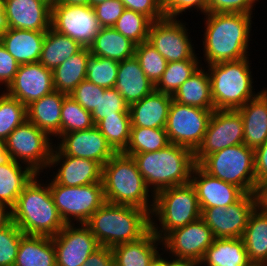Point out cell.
I'll use <instances>...</instances> for the list:
<instances>
[{
  "label": "cell",
  "mask_w": 267,
  "mask_h": 266,
  "mask_svg": "<svg viewBox=\"0 0 267 266\" xmlns=\"http://www.w3.org/2000/svg\"><path fill=\"white\" fill-rule=\"evenodd\" d=\"M102 28L113 27L125 10L120 0H107L93 7Z\"/></svg>",
  "instance_id": "50"
},
{
  "label": "cell",
  "mask_w": 267,
  "mask_h": 266,
  "mask_svg": "<svg viewBox=\"0 0 267 266\" xmlns=\"http://www.w3.org/2000/svg\"><path fill=\"white\" fill-rule=\"evenodd\" d=\"M257 2L260 0H209V13L253 14Z\"/></svg>",
  "instance_id": "49"
},
{
  "label": "cell",
  "mask_w": 267,
  "mask_h": 266,
  "mask_svg": "<svg viewBox=\"0 0 267 266\" xmlns=\"http://www.w3.org/2000/svg\"><path fill=\"white\" fill-rule=\"evenodd\" d=\"M8 28L9 26L5 15L4 0H0V38Z\"/></svg>",
  "instance_id": "58"
},
{
  "label": "cell",
  "mask_w": 267,
  "mask_h": 266,
  "mask_svg": "<svg viewBox=\"0 0 267 266\" xmlns=\"http://www.w3.org/2000/svg\"><path fill=\"white\" fill-rule=\"evenodd\" d=\"M209 175L251 194L256 183L254 149L244 143L207 155L198 164Z\"/></svg>",
  "instance_id": "8"
},
{
  "label": "cell",
  "mask_w": 267,
  "mask_h": 266,
  "mask_svg": "<svg viewBox=\"0 0 267 266\" xmlns=\"http://www.w3.org/2000/svg\"><path fill=\"white\" fill-rule=\"evenodd\" d=\"M131 156L154 195L160 190L190 183L196 165L192 150L172 143L155 152Z\"/></svg>",
  "instance_id": "4"
},
{
  "label": "cell",
  "mask_w": 267,
  "mask_h": 266,
  "mask_svg": "<svg viewBox=\"0 0 267 266\" xmlns=\"http://www.w3.org/2000/svg\"><path fill=\"white\" fill-rule=\"evenodd\" d=\"M251 194L255 210L267 214V179L257 181Z\"/></svg>",
  "instance_id": "55"
},
{
  "label": "cell",
  "mask_w": 267,
  "mask_h": 266,
  "mask_svg": "<svg viewBox=\"0 0 267 266\" xmlns=\"http://www.w3.org/2000/svg\"><path fill=\"white\" fill-rule=\"evenodd\" d=\"M58 167L53 172V180L60 185L75 187L91 183H102V166L91 159L64 155L55 145L49 168Z\"/></svg>",
  "instance_id": "19"
},
{
  "label": "cell",
  "mask_w": 267,
  "mask_h": 266,
  "mask_svg": "<svg viewBox=\"0 0 267 266\" xmlns=\"http://www.w3.org/2000/svg\"><path fill=\"white\" fill-rule=\"evenodd\" d=\"M24 235L14 222L0 230V266H14Z\"/></svg>",
  "instance_id": "46"
},
{
  "label": "cell",
  "mask_w": 267,
  "mask_h": 266,
  "mask_svg": "<svg viewBox=\"0 0 267 266\" xmlns=\"http://www.w3.org/2000/svg\"><path fill=\"white\" fill-rule=\"evenodd\" d=\"M48 184L55 206L65 224H85L106 202L103 183L68 187L51 179Z\"/></svg>",
  "instance_id": "9"
},
{
  "label": "cell",
  "mask_w": 267,
  "mask_h": 266,
  "mask_svg": "<svg viewBox=\"0 0 267 266\" xmlns=\"http://www.w3.org/2000/svg\"><path fill=\"white\" fill-rule=\"evenodd\" d=\"M56 266H83L101 245L85 224H66L52 237Z\"/></svg>",
  "instance_id": "17"
},
{
  "label": "cell",
  "mask_w": 267,
  "mask_h": 266,
  "mask_svg": "<svg viewBox=\"0 0 267 266\" xmlns=\"http://www.w3.org/2000/svg\"><path fill=\"white\" fill-rule=\"evenodd\" d=\"M51 28L89 47L102 27L90 5L55 3L51 7Z\"/></svg>",
  "instance_id": "13"
},
{
  "label": "cell",
  "mask_w": 267,
  "mask_h": 266,
  "mask_svg": "<svg viewBox=\"0 0 267 266\" xmlns=\"http://www.w3.org/2000/svg\"><path fill=\"white\" fill-rule=\"evenodd\" d=\"M200 60H183L168 62L166 70L155 84V90L171 96L202 65Z\"/></svg>",
  "instance_id": "38"
},
{
  "label": "cell",
  "mask_w": 267,
  "mask_h": 266,
  "mask_svg": "<svg viewBox=\"0 0 267 266\" xmlns=\"http://www.w3.org/2000/svg\"><path fill=\"white\" fill-rule=\"evenodd\" d=\"M150 216L151 230L160 240L172 230L199 219L201 210L194 187L188 183L160 190L154 196Z\"/></svg>",
  "instance_id": "7"
},
{
  "label": "cell",
  "mask_w": 267,
  "mask_h": 266,
  "mask_svg": "<svg viewBox=\"0 0 267 266\" xmlns=\"http://www.w3.org/2000/svg\"><path fill=\"white\" fill-rule=\"evenodd\" d=\"M165 253V251L162 253V252H158L154 257L153 259L150 261L149 265L148 266H168V258L170 256H166L165 257L163 256ZM162 255V256H161Z\"/></svg>",
  "instance_id": "59"
},
{
  "label": "cell",
  "mask_w": 267,
  "mask_h": 266,
  "mask_svg": "<svg viewBox=\"0 0 267 266\" xmlns=\"http://www.w3.org/2000/svg\"><path fill=\"white\" fill-rule=\"evenodd\" d=\"M130 106L155 90V85L142 70L138 59L133 56L119 62L114 87Z\"/></svg>",
  "instance_id": "23"
},
{
  "label": "cell",
  "mask_w": 267,
  "mask_h": 266,
  "mask_svg": "<svg viewBox=\"0 0 267 266\" xmlns=\"http://www.w3.org/2000/svg\"><path fill=\"white\" fill-rule=\"evenodd\" d=\"M173 97L154 90L129 106L131 127L165 129Z\"/></svg>",
  "instance_id": "24"
},
{
  "label": "cell",
  "mask_w": 267,
  "mask_h": 266,
  "mask_svg": "<svg viewBox=\"0 0 267 266\" xmlns=\"http://www.w3.org/2000/svg\"><path fill=\"white\" fill-rule=\"evenodd\" d=\"M249 57L206 65L215 110L238 109L255 98Z\"/></svg>",
  "instance_id": "6"
},
{
  "label": "cell",
  "mask_w": 267,
  "mask_h": 266,
  "mask_svg": "<svg viewBox=\"0 0 267 266\" xmlns=\"http://www.w3.org/2000/svg\"><path fill=\"white\" fill-rule=\"evenodd\" d=\"M150 213L144 209L105 202L85 223L101 246L136 241L151 229Z\"/></svg>",
  "instance_id": "3"
},
{
  "label": "cell",
  "mask_w": 267,
  "mask_h": 266,
  "mask_svg": "<svg viewBox=\"0 0 267 266\" xmlns=\"http://www.w3.org/2000/svg\"><path fill=\"white\" fill-rule=\"evenodd\" d=\"M135 57L145 75L155 85L166 70L167 60L147 41L136 45Z\"/></svg>",
  "instance_id": "44"
},
{
  "label": "cell",
  "mask_w": 267,
  "mask_h": 266,
  "mask_svg": "<svg viewBox=\"0 0 267 266\" xmlns=\"http://www.w3.org/2000/svg\"><path fill=\"white\" fill-rule=\"evenodd\" d=\"M46 3H48L51 7L55 4L56 0H42Z\"/></svg>",
  "instance_id": "63"
},
{
  "label": "cell",
  "mask_w": 267,
  "mask_h": 266,
  "mask_svg": "<svg viewBox=\"0 0 267 266\" xmlns=\"http://www.w3.org/2000/svg\"><path fill=\"white\" fill-rule=\"evenodd\" d=\"M256 182L267 179V141L254 149Z\"/></svg>",
  "instance_id": "54"
},
{
  "label": "cell",
  "mask_w": 267,
  "mask_h": 266,
  "mask_svg": "<svg viewBox=\"0 0 267 266\" xmlns=\"http://www.w3.org/2000/svg\"><path fill=\"white\" fill-rule=\"evenodd\" d=\"M192 8L205 15L209 13V0H165L162 6L165 18L170 19H177Z\"/></svg>",
  "instance_id": "48"
},
{
  "label": "cell",
  "mask_w": 267,
  "mask_h": 266,
  "mask_svg": "<svg viewBox=\"0 0 267 266\" xmlns=\"http://www.w3.org/2000/svg\"><path fill=\"white\" fill-rule=\"evenodd\" d=\"M214 239L212 230L200 217L186 226L169 232L162 239L160 250L169 256L190 258L200 262Z\"/></svg>",
  "instance_id": "15"
},
{
  "label": "cell",
  "mask_w": 267,
  "mask_h": 266,
  "mask_svg": "<svg viewBox=\"0 0 267 266\" xmlns=\"http://www.w3.org/2000/svg\"><path fill=\"white\" fill-rule=\"evenodd\" d=\"M60 139L55 146L64 155L91 159L101 166L116 153L96 126L63 134Z\"/></svg>",
  "instance_id": "20"
},
{
  "label": "cell",
  "mask_w": 267,
  "mask_h": 266,
  "mask_svg": "<svg viewBox=\"0 0 267 266\" xmlns=\"http://www.w3.org/2000/svg\"><path fill=\"white\" fill-rule=\"evenodd\" d=\"M105 1H107V0H89V5L91 7H94V6H96V5L100 4V3H103Z\"/></svg>",
  "instance_id": "62"
},
{
  "label": "cell",
  "mask_w": 267,
  "mask_h": 266,
  "mask_svg": "<svg viewBox=\"0 0 267 266\" xmlns=\"http://www.w3.org/2000/svg\"><path fill=\"white\" fill-rule=\"evenodd\" d=\"M119 61L90 55L86 65V80L107 88L115 87Z\"/></svg>",
  "instance_id": "43"
},
{
  "label": "cell",
  "mask_w": 267,
  "mask_h": 266,
  "mask_svg": "<svg viewBox=\"0 0 267 266\" xmlns=\"http://www.w3.org/2000/svg\"><path fill=\"white\" fill-rule=\"evenodd\" d=\"M25 120H27V107L4 90L0 92V140L5 141Z\"/></svg>",
  "instance_id": "40"
},
{
  "label": "cell",
  "mask_w": 267,
  "mask_h": 266,
  "mask_svg": "<svg viewBox=\"0 0 267 266\" xmlns=\"http://www.w3.org/2000/svg\"><path fill=\"white\" fill-rule=\"evenodd\" d=\"M102 183L106 202L134 206L152 213L155 195L147 187L132 156L115 153L102 166Z\"/></svg>",
  "instance_id": "5"
},
{
  "label": "cell",
  "mask_w": 267,
  "mask_h": 266,
  "mask_svg": "<svg viewBox=\"0 0 267 266\" xmlns=\"http://www.w3.org/2000/svg\"><path fill=\"white\" fill-rule=\"evenodd\" d=\"M169 144L171 143L165 129L131 127L128 145L122 153L131 156L132 154L155 152Z\"/></svg>",
  "instance_id": "37"
},
{
  "label": "cell",
  "mask_w": 267,
  "mask_h": 266,
  "mask_svg": "<svg viewBox=\"0 0 267 266\" xmlns=\"http://www.w3.org/2000/svg\"><path fill=\"white\" fill-rule=\"evenodd\" d=\"M9 28L46 32L51 27V6L42 0H4Z\"/></svg>",
  "instance_id": "22"
},
{
  "label": "cell",
  "mask_w": 267,
  "mask_h": 266,
  "mask_svg": "<svg viewBox=\"0 0 267 266\" xmlns=\"http://www.w3.org/2000/svg\"><path fill=\"white\" fill-rule=\"evenodd\" d=\"M250 262L267 266V214L253 210L242 235Z\"/></svg>",
  "instance_id": "34"
},
{
  "label": "cell",
  "mask_w": 267,
  "mask_h": 266,
  "mask_svg": "<svg viewBox=\"0 0 267 266\" xmlns=\"http://www.w3.org/2000/svg\"><path fill=\"white\" fill-rule=\"evenodd\" d=\"M152 20L142 13L125 9L113 28L136 45L146 42Z\"/></svg>",
  "instance_id": "41"
},
{
  "label": "cell",
  "mask_w": 267,
  "mask_h": 266,
  "mask_svg": "<svg viewBox=\"0 0 267 266\" xmlns=\"http://www.w3.org/2000/svg\"><path fill=\"white\" fill-rule=\"evenodd\" d=\"M89 49L93 56L120 62L135 56L136 44L113 27H104L97 33Z\"/></svg>",
  "instance_id": "32"
},
{
  "label": "cell",
  "mask_w": 267,
  "mask_h": 266,
  "mask_svg": "<svg viewBox=\"0 0 267 266\" xmlns=\"http://www.w3.org/2000/svg\"><path fill=\"white\" fill-rule=\"evenodd\" d=\"M55 3L66 5H89V0H56Z\"/></svg>",
  "instance_id": "61"
},
{
  "label": "cell",
  "mask_w": 267,
  "mask_h": 266,
  "mask_svg": "<svg viewBox=\"0 0 267 266\" xmlns=\"http://www.w3.org/2000/svg\"><path fill=\"white\" fill-rule=\"evenodd\" d=\"M252 194L245 193L237 202L222 207L201 210V218L215 238H242L249 217L254 210Z\"/></svg>",
  "instance_id": "16"
},
{
  "label": "cell",
  "mask_w": 267,
  "mask_h": 266,
  "mask_svg": "<svg viewBox=\"0 0 267 266\" xmlns=\"http://www.w3.org/2000/svg\"><path fill=\"white\" fill-rule=\"evenodd\" d=\"M213 111L172 100L165 126L170 143L195 152L203 141Z\"/></svg>",
  "instance_id": "11"
},
{
  "label": "cell",
  "mask_w": 267,
  "mask_h": 266,
  "mask_svg": "<svg viewBox=\"0 0 267 266\" xmlns=\"http://www.w3.org/2000/svg\"><path fill=\"white\" fill-rule=\"evenodd\" d=\"M170 257V260L168 259V266H200V262L194 259L179 258L175 256Z\"/></svg>",
  "instance_id": "57"
},
{
  "label": "cell",
  "mask_w": 267,
  "mask_h": 266,
  "mask_svg": "<svg viewBox=\"0 0 267 266\" xmlns=\"http://www.w3.org/2000/svg\"><path fill=\"white\" fill-rule=\"evenodd\" d=\"M36 174L27 165L13 159L0 165V202L12 208L25 186Z\"/></svg>",
  "instance_id": "33"
},
{
  "label": "cell",
  "mask_w": 267,
  "mask_h": 266,
  "mask_svg": "<svg viewBox=\"0 0 267 266\" xmlns=\"http://www.w3.org/2000/svg\"><path fill=\"white\" fill-rule=\"evenodd\" d=\"M19 68V63L6 50L0 41V85L7 87L12 83Z\"/></svg>",
  "instance_id": "52"
},
{
  "label": "cell",
  "mask_w": 267,
  "mask_h": 266,
  "mask_svg": "<svg viewBox=\"0 0 267 266\" xmlns=\"http://www.w3.org/2000/svg\"><path fill=\"white\" fill-rule=\"evenodd\" d=\"M91 114L94 125L107 116H130L129 105L114 87L100 93L98 108H95Z\"/></svg>",
  "instance_id": "45"
},
{
  "label": "cell",
  "mask_w": 267,
  "mask_h": 266,
  "mask_svg": "<svg viewBox=\"0 0 267 266\" xmlns=\"http://www.w3.org/2000/svg\"><path fill=\"white\" fill-rule=\"evenodd\" d=\"M94 125L91 112L67 95L61 107V136L66 133L92 128Z\"/></svg>",
  "instance_id": "42"
},
{
  "label": "cell",
  "mask_w": 267,
  "mask_h": 266,
  "mask_svg": "<svg viewBox=\"0 0 267 266\" xmlns=\"http://www.w3.org/2000/svg\"><path fill=\"white\" fill-rule=\"evenodd\" d=\"M45 35L46 32L8 28L0 41L19 65L29 64L39 61Z\"/></svg>",
  "instance_id": "27"
},
{
  "label": "cell",
  "mask_w": 267,
  "mask_h": 266,
  "mask_svg": "<svg viewBox=\"0 0 267 266\" xmlns=\"http://www.w3.org/2000/svg\"><path fill=\"white\" fill-rule=\"evenodd\" d=\"M162 240L150 229L140 239L114 246V266H148L160 251Z\"/></svg>",
  "instance_id": "28"
},
{
  "label": "cell",
  "mask_w": 267,
  "mask_h": 266,
  "mask_svg": "<svg viewBox=\"0 0 267 266\" xmlns=\"http://www.w3.org/2000/svg\"><path fill=\"white\" fill-rule=\"evenodd\" d=\"M53 71L40 62L21 64L12 83L4 91L26 107L54 91Z\"/></svg>",
  "instance_id": "18"
},
{
  "label": "cell",
  "mask_w": 267,
  "mask_h": 266,
  "mask_svg": "<svg viewBox=\"0 0 267 266\" xmlns=\"http://www.w3.org/2000/svg\"><path fill=\"white\" fill-rule=\"evenodd\" d=\"M105 88L97 86L88 80H83L69 95L78 102L85 110L92 112L98 108L100 93H104Z\"/></svg>",
  "instance_id": "47"
},
{
  "label": "cell",
  "mask_w": 267,
  "mask_h": 266,
  "mask_svg": "<svg viewBox=\"0 0 267 266\" xmlns=\"http://www.w3.org/2000/svg\"><path fill=\"white\" fill-rule=\"evenodd\" d=\"M190 183L196 191L200 209L226 208L245 194L239 187L209 175L198 164L193 168Z\"/></svg>",
  "instance_id": "21"
},
{
  "label": "cell",
  "mask_w": 267,
  "mask_h": 266,
  "mask_svg": "<svg viewBox=\"0 0 267 266\" xmlns=\"http://www.w3.org/2000/svg\"><path fill=\"white\" fill-rule=\"evenodd\" d=\"M116 152H123L130 139V116H107L95 125Z\"/></svg>",
  "instance_id": "39"
},
{
  "label": "cell",
  "mask_w": 267,
  "mask_h": 266,
  "mask_svg": "<svg viewBox=\"0 0 267 266\" xmlns=\"http://www.w3.org/2000/svg\"><path fill=\"white\" fill-rule=\"evenodd\" d=\"M202 66L178 88L172 97L180 104L215 110L208 70Z\"/></svg>",
  "instance_id": "30"
},
{
  "label": "cell",
  "mask_w": 267,
  "mask_h": 266,
  "mask_svg": "<svg viewBox=\"0 0 267 266\" xmlns=\"http://www.w3.org/2000/svg\"><path fill=\"white\" fill-rule=\"evenodd\" d=\"M200 266H254L242 238H215L200 261Z\"/></svg>",
  "instance_id": "29"
},
{
  "label": "cell",
  "mask_w": 267,
  "mask_h": 266,
  "mask_svg": "<svg viewBox=\"0 0 267 266\" xmlns=\"http://www.w3.org/2000/svg\"><path fill=\"white\" fill-rule=\"evenodd\" d=\"M14 266H56L52 237L24 235L20 240Z\"/></svg>",
  "instance_id": "31"
},
{
  "label": "cell",
  "mask_w": 267,
  "mask_h": 266,
  "mask_svg": "<svg viewBox=\"0 0 267 266\" xmlns=\"http://www.w3.org/2000/svg\"><path fill=\"white\" fill-rule=\"evenodd\" d=\"M39 176L36 174L18 196L11 208L12 222L25 235L53 237L66 224L55 206L49 184H44Z\"/></svg>",
  "instance_id": "2"
},
{
  "label": "cell",
  "mask_w": 267,
  "mask_h": 266,
  "mask_svg": "<svg viewBox=\"0 0 267 266\" xmlns=\"http://www.w3.org/2000/svg\"><path fill=\"white\" fill-rule=\"evenodd\" d=\"M91 55L89 47H83L68 60L53 70V85L56 91L70 95L86 78V65Z\"/></svg>",
  "instance_id": "36"
},
{
  "label": "cell",
  "mask_w": 267,
  "mask_h": 266,
  "mask_svg": "<svg viewBox=\"0 0 267 266\" xmlns=\"http://www.w3.org/2000/svg\"><path fill=\"white\" fill-rule=\"evenodd\" d=\"M12 222V211L11 208L0 202V230L9 225Z\"/></svg>",
  "instance_id": "56"
},
{
  "label": "cell",
  "mask_w": 267,
  "mask_h": 266,
  "mask_svg": "<svg viewBox=\"0 0 267 266\" xmlns=\"http://www.w3.org/2000/svg\"><path fill=\"white\" fill-rule=\"evenodd\" d=\"M162 6H163V4H164V2H165V0H157Z\"/></svg>",
  "instance_id": "64"
},
{
  "label": "cell",
  "mask_w": 267,
  "mask_h": 266,
  "mask_svg": "<svg viewBox=\"0 0 267 266\" xmlns=\"http://www.w3.org/2000/svg\"><path fill=\"white\" fill-rule=\"evenodd\" d=\"M243 139L244 126L241 114L235 109L214 110L203 141L194 152V160L199 164L207 155L242 144Z\"/></svg>",
  "instance_id": "14"
},
{
  "label": "cell",
  "mask_w": 267,
  "mask_h": 266,
  "mask_svg": "<svg viewBox=\"0 0 267 266\" xmlns=\"http://www.w3.org/2000/svg\"><path fill=\"white\" fill-rule=\"evenodd\" d=\"M242 117L244 126L243 143L256 149L267 141V90L253 99L248 100L242 107L236 109Z\"/></svg>",
  "instance_id": "25"
},
{
  "label": "cell",
  "mask_w": 267,
  "mask_h": 266,
  "mask_svg": "<svg viewBox=\"0 0 267 266\" xmlns=\"http://www.w3.org/2000/svg\"><path fill=\"white\" fill-rule=\"evenodd\" d=\"M202 45L205 64L237 61L250 56L253 14L207 13Z\"/></svg>",
  "instance_id": "1"
},
{
  "label": "cell",
  "mask_w": 267,
  "mask_h": 266,
  "mask_svg": "<svg viewBox=\"0 0 267 266\" xmlns=\"http://www.w3.org/2000/svg\"><path fill=\"white\" fill-rule=\"evenodd\" d=\"M66 96L67 94L54 90L27 106V119L53 141L54 137L57 140L61 137V107Z\"/></svg>",
  "instance_id": "26"
},
{
  "label": "cell",
  "mask_w": 267,
  "mask_h": 266,
  "mask_svg": "<svg viewBox=\"0 0 267 266\" xmlns=\"http://www.w3.org/2000/svg\"><path fill=\"white\" fill-rule=\"evenodd\" d=\"M11 156L6 151L5 141L0 140V165L10 162Z\"/></svg>",
  "instance_id": "60"
},
{
  "label": "cell",
  "mask_w": 267,
  "mask_h": 266,
  "mask_svg": "<svg viewBox=\"0 0 267 266\" xmlns=\"http://www.w3.org/2000/svg\"><path fill=\"white\" fill-rule=\"evenodd\" d=\"M5 145L11 159L41 174L49 167L55 144L45 132L27 119L8 136Z\"/></svg>",
  "instance_id": "10"
},
{
  "label": "cell",
  "mask_w": 267,
  "mask_h": 266,
  "mask_svg": "<svg viewBox=\"0 0 267 266\" xmlns=\"http://www.w3.org/2000/svg\"><path fill=\"white\" fill-rule=\"evenodd\" d=\"M125 9L139 12L149 17L153 22L165 18L162 5L157 0H120Z\"/></svg>",
  "instance_id": "51"
},
{
  "label": "cell",
  "mask_w": 267,
  "mask_h": 266,
  "mask_svg": "<svg viewBox=\"0 0 267 266\" xmlns=\"http://www.w3.org/2000/svg\"><path fill=\"white\" fill-rule=\"evenodd\" d=\"M83 266H114L112 249L105 246L99 247L90 254Z\"/></svg>",
  "instance_id": "53"
},
{
  "label": "cell",
  "mask_w": 267,
  "mask_h": 266,
  "mask_svg": "<svg viewBox=\"0 0 267 266\" xmlns=\"http://www.w3.org/2000/svg\"><path fill=\"white\" fill-rule=\"evenodd\" d=\"M188 28L182 19L163 18L151 24L147 42L151 44L167 62L199 60Z\"/></svg>",
  "instance_id": "12"
},
{
  "label": "cell",
  "mask_w": 267,
  "mask_h": 266,
  "mask_svg": "<svg viewBox=\"0 0 267 266\" xmlns=\"http://www.w3.org/2000/svg\"><path fill=\"white\" fill-rule=\"evenodd\" d=\"M82 48L83 46L79 42L69 36L56 32L50 27L46 31L38 62L53 71Z\"/></svg>",
  "instance_id": "35"
}]
</instances>
